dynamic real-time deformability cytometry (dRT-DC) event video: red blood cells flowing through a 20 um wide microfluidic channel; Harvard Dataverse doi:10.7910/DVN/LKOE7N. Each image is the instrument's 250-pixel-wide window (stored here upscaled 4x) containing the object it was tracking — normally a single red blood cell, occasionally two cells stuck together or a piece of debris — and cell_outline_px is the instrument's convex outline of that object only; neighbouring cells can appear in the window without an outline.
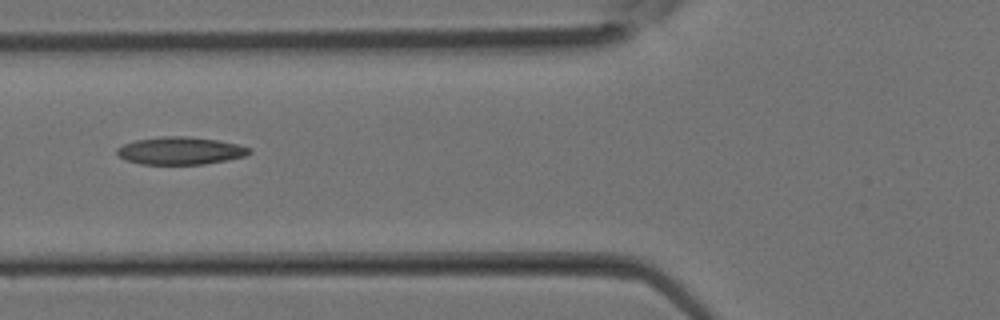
{"species": "Egyptian fruit bat (a non-hibernating species)", "species_latin": "Rousettus aegyptiacus", "temperature_condition": "room temperature", "stored_images_in_passage": 32, "camera_frame_rate_fps": 3000, "um_per_image_px": 0.085, "animal": {"sex": "female"}, "frame": {"image": 1, "passage_image": 12, "time_ms": 3.667, "image_size_px": [1000, 320], "cell_outline_px": [[252, 152], [244, 156], [204, 164], [140, 164], [124, 160], [116, 152], [116, 148], [124, 144], [136, 140], [160, 136], [184, 136], [216, 140], [236, 144], [252, 148]], "centroid_in_image_um": [15.29, 12.81], "position_along_channel_um": 110.5, "area_um2": 21.15}}
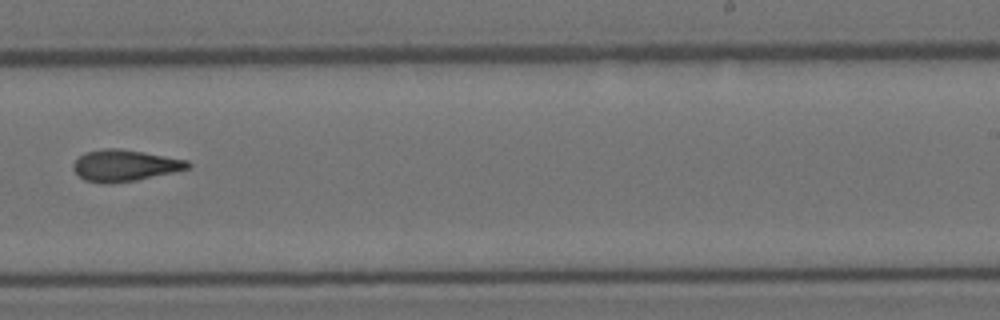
{"frame": {"image": 2, "passage_image": 20, "time_ms": 6.333, "image_size_px": [1000, 320], "cell_outline_px": [[192, 168], [136, 180], [108, 184], [104, 184], [84, 180], [72, 168], [72, 164], [80, 156], [88, 152], [104, 148], [120, 148], [188, 160], [192, 164]], "centroid_in_image_um": [10.62, 14.07], "position_along_channel_um": 278.4, "area_um2": 20.98}}
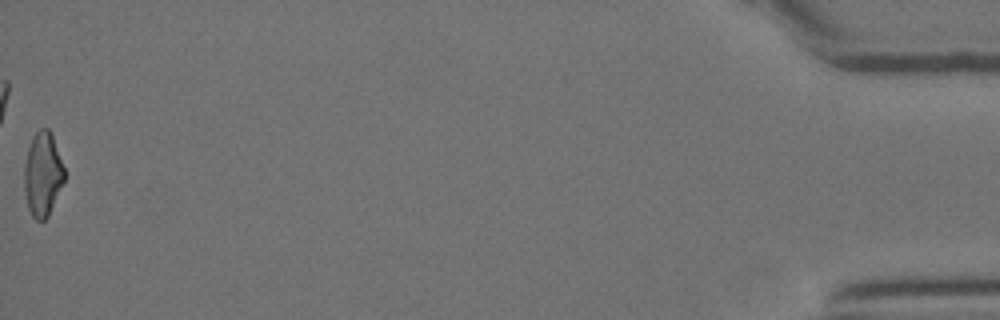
{"frame": {"image": 3, "passage_image": 32, "time_ms": 10.333, "image_size_px": [1000, 320], "cell_outline_px": [[64, 180], [48, 216], [44, 220], [36, 220], [32, 216], [28, 208], [24, 188], [24, 164], [28, 148], [32, 136], [40, 128], [48, 128], [52, 136], [64, 168]], "centroid_in_image_um": [3.61, 14.81], "position_along_channel_um": 431.6, "area_um2": 19.42}}